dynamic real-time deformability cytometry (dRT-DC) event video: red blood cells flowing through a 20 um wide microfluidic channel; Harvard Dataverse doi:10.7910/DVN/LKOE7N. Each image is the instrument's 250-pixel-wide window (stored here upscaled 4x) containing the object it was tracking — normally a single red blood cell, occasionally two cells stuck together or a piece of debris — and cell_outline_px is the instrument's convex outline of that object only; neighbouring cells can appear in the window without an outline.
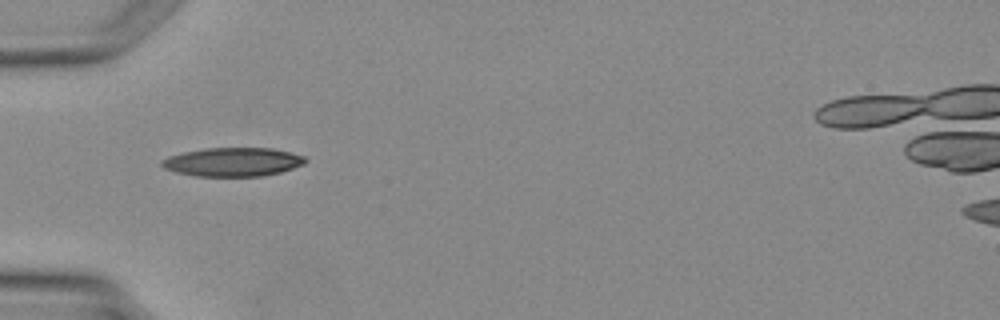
{"species": "Egyptian fruit bat (a non-hibernating species)", "species_latin": "Rousettus aegyptiacus", "temperature_condition": "warm", "stored_images_in_passage": 2, "camera_frame_rate_fps": 3000, "um_per_image_px": 0.085, "animal": {"sex": "female"}, "frame": {"image": 1, "passage_image": 1, "time_ms": 0.0, "image_size_px": [1000, 320], "cell_outline_px": [[308, 160], [304, 164], [280, 172], [260, 176], [196, 176], [176, 172], [164, 168], [160, 164], [160, 160], [168, 156], [184, 152], [204, 148], [272, 148], [304, 156]], "centroid_in_image_um": [19.76, 13.76], "position_along_channel_um": 65.2, "area_um2": 23.99}}
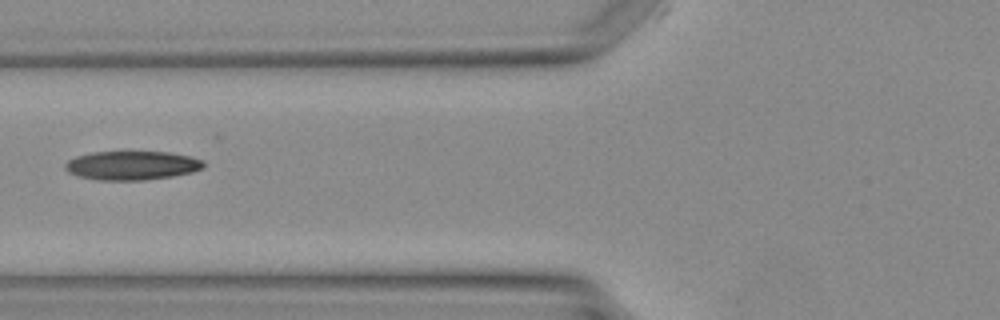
{"frame": {"image": 2, "passage_image": 2, "time_ms": 1.0, "image_size_px": [1000, 320], "cell_outline_px": [[204, 168], [192, 172], [172, 176], [144, 180], [96, 180], [80, 176], [68, 172], [64, 168], [64, 164], [68, 160], [76, 156], [92, 152], [168, 152], [188, 156], [204, 160]], "centroid_in_image_um": [11.2, 14.06], "position_along_channel_um": 114.6, "area_um2": 23.29}}